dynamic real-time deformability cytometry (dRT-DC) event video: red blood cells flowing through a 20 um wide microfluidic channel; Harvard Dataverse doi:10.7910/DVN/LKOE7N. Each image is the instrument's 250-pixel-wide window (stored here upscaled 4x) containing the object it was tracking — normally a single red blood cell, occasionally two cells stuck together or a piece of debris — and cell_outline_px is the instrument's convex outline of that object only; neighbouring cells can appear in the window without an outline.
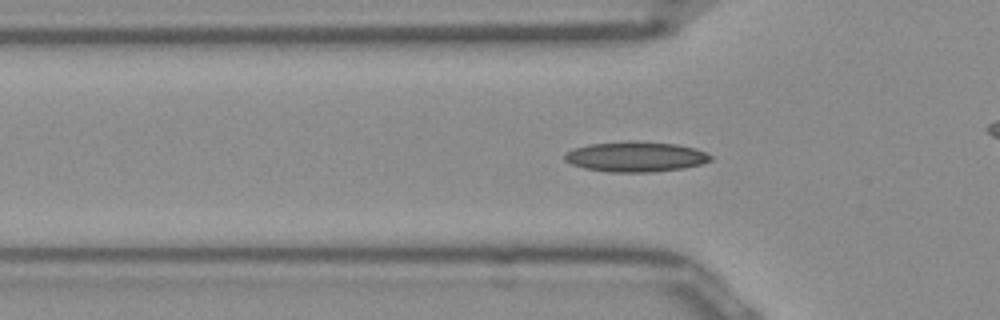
{"species": "Egyptian fruit bat (a non-hibernating species)", "species_latin": "Rousettus aegyptiacus", "temperature_condition": "room temperature", "stored_images_in_passage": 38, "camera_frame_rate_fps": 3000, "um_per_image_px": 0.085, "frame": {"image": 1, "passage_image": 2, "time_ms": 0.333, "image_size_px": [1000, 320], "cell_outline_px": [[712, 160], [700, 164], [684, 168], [652, 172], [608, 172], [584, 168], [572, 164], [564, 160], [564, 152], [572, 148], [588, 144], [628, 140], [640, 140], [676, 144], [696, 148], [712, 156]], "centroid_in_image_um": [54.0, 13.3], "position_along_channel_um": 71.8, "area_um2": 26.13}}
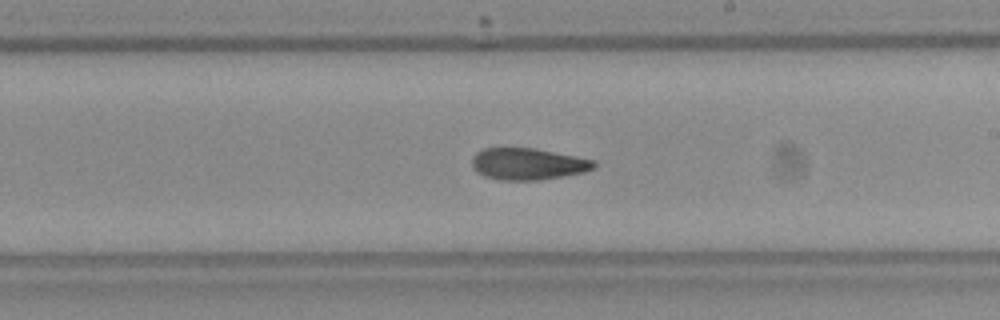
{"frame": {"image": 2, "passage_image": 15, "time_ms": 4.667, "image_size_px": [1000, 320], "cell_outline_px": [[596, 168], [584, 172], [540, 180], [500, 180], [484, 176], [476, 172], [472, 164], [472, 156], [476, 152], [484, 148], [536, 148], [596, 160]], "centroid_in_image_um": [44.88, 13.93], "position_along_channel_um": 244.1, "area_um2": 22.72}}
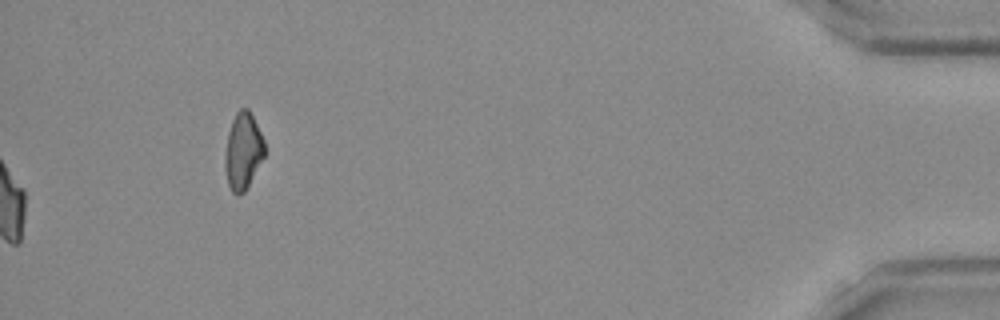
{"frame": {"image": 3, "passage_image": 38, "time_ms": 12.333, "image_size_px": [1000, 320], "cell_outline_px": [[264, 156], [244, 192], [232, 192], [228, 184], [224, 168], [224, 156], [228, 132], [232, 120], [236, 112], [240, 108], [248, 108], [264, 140]], "centroid_in_image_um": [20.63, 12.81], "position_along_channel_um": 414.6, "area_um2": 17.4}, "authors_computed_cell_mechanics": {"area_um2": 22.8021, "velocity_mm_per_s": 3.9602, "shape_relaxation_time_tau1_ms": null, "shape_relaxation_time_tau2_ms": 4.443, "deformation_change_tau1": null, "deformation_change_tau2": 0.1224}}